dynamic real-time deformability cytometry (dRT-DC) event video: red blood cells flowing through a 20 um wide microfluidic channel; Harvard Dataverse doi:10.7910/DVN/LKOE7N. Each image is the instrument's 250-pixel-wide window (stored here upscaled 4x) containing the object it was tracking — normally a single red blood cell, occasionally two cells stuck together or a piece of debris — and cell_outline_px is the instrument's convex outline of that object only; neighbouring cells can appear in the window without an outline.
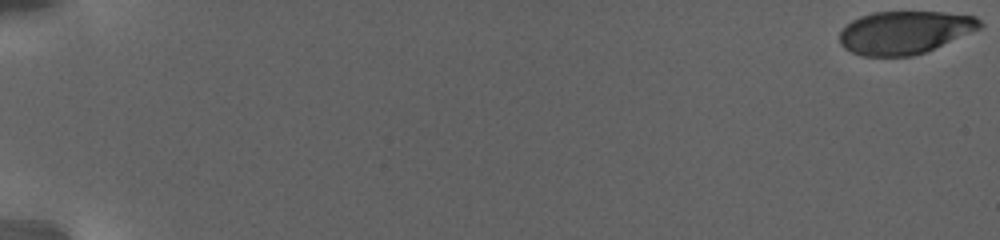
{"species": "human", "species_latin": "Homo sapiens", "temperature_condition": "warm", "stored_images_in_passage": 47, "camera_frame_rate_fps": 3000, "um_per_image_px": 0.085, "donor": {"sex": "female"}, "frame": {"image": 1, "passage_image": 1, "time_ms": 0.0, "image_size_px": [1000, 240], "cell_outline_px": [[984, 24], [980, 28], [924, 52], [912, 56], [864, 56], [852, 52], [844, 48], [840, 44], [840, 32], [852, 20], [860, 16], [872, 12], [944, 12], [976, 16]], "centroid_in_image_um": [76.88, 2.74], "position_along_channel_um": 8.1, "area_um2": 34.8}}
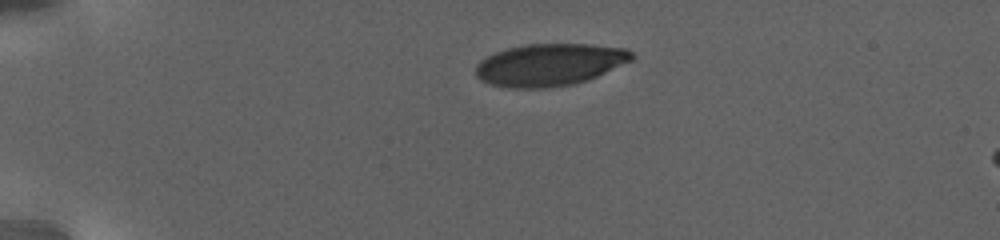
{"frame": {"image": 2, "passage_image": 33, "time_ms": 6.333, "image_size_px": [1000, 240], "cell_outline_px": [[636, 56], [632, 60], [588, 80], [576, 84], [548, 88], [508, 88], [492, 84], [480, 80], [476, 76], [476, 64], [480, 60], [496, 52], [508, 48], [528, 44], [592, 44], [624, 48], [632, 52]], "centroid_in_image_um": [46.72, 5.51], "position_along_channel_um": 38.3, "area_um2": 38.49}}